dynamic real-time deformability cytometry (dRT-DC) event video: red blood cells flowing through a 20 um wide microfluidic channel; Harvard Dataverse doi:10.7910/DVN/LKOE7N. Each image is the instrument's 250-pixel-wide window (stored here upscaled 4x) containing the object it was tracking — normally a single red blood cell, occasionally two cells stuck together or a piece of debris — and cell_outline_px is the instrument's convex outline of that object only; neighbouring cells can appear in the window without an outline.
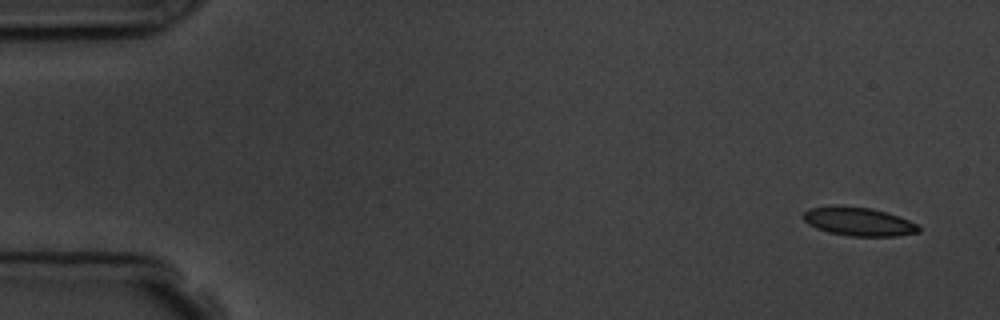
{"species": "common noctule bat (a hibernating species)", "species_latin": "Nyctalus noctula", "temperature_condition": "room temperature", "stored_images_in_passage": 6, "camera_frame_rate_fps": 3000, "um_per_image_px": 0.085, "animal": {"sex": "male", "body_mass_g": 19.5, "forearm_length_mm": 54.6}, "frame": {"image": 1, "passage_image": 1, "time_ms": 0.0, "image_size_px": [1000, 320], "cell_outline_px": [[920, 232], [896, 236], [852, 236], [828, 232], [816, 228], [808, 224], [804, 220], [804, 212], [808, 208], [872, 208], [900, 216], [916, 224], [920, 228]], "centroid_in_image_um": [73.04, 18.87], "position_along_channel_um": 12.0, "area_um2": 18.5}}
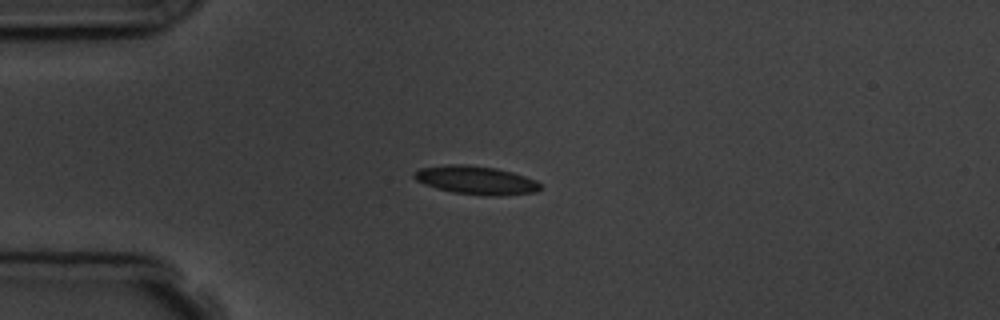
{"frame": {"image": 2, "passage_image": 4, "time_ms": 3.667, "image_size_px": [1000, 320], "cell_outline_px": [[540, 188], [536, 192], [500, 196], [488, 196], [452, 192], [436, 188], [424, 184], [416, 180], [412, 176], [420, 168], [448, 164], [464, 164], [496, 168], [512, 172], [536, 180], [540, 184]], "centroid_in_image_um": [40.46, 15.32], "position_along_channel_um": 44.5, "area_um2": 20.87}}